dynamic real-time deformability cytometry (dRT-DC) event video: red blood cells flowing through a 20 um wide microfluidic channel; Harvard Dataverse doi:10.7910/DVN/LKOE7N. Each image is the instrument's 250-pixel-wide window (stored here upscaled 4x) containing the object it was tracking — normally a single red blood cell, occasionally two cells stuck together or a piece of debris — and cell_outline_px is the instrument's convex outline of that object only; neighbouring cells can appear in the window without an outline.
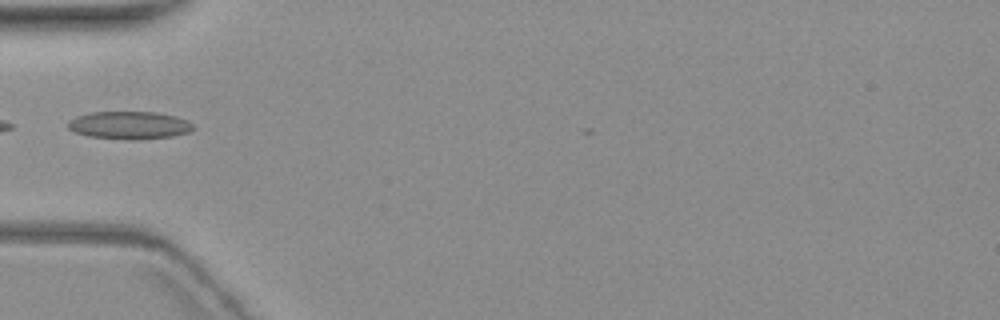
{"species": "common noctule bat (a hibernating species)", "species_latin": "Nyctalus noctula", "temperature_condition": "warm", "stored_images_in_passage": 7, "camera_frame_rate_fps": 3000, "um_per_image_px": 0.085, "animal": {"sex": "female", "body_mass_g": 19.3, "forearm_length_mm": 54.1}, "frame": {"image": 1, "passage_image": 1, "time_ms": 0.0, "image_size_px": [1000, 320], "cell_outline_px": [[196, 128], [188, 132], [172, 136], [140, 140], [128, 140], [88, 136], [76, 132], [68, 128], [68, 120], [76, 116], [92, 112], [156, 112], [176, 116], [188, 120]], "centroid_in_image_um": [11.01, 10.65], "position_along_channel_um": 74.0, "area_um2": 20.4}}
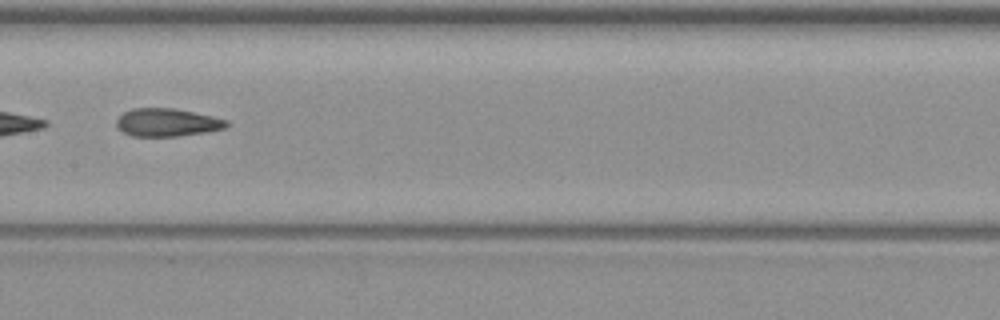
{"frame": {"image": 2, "passage_image": 4, "time_ms": 3.333, "image_size_px": [1000, 320], "cell_outline_px": [[228, 124], [224, 128], [208, 132], [176, 136], [132, 136], [116, 128], [116, 120], [124, 112], [132, 108], [172, 108], [212, 116], [228, 120]], "centroid_in_image_um": [14.18, 10.41], "position_along_channel_um": 193.2, "area_um2": 17.86}}
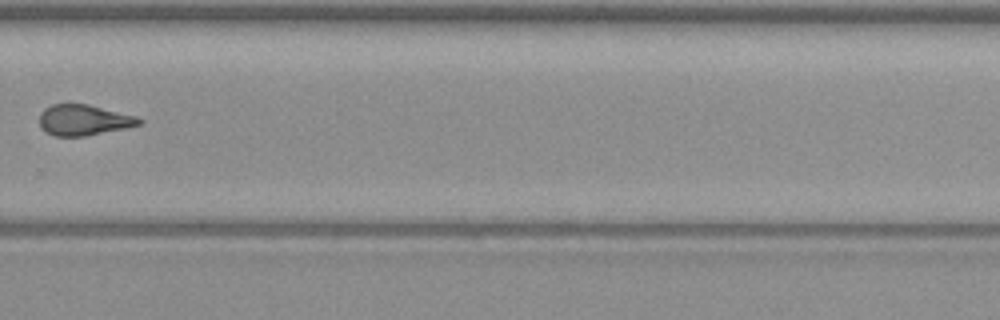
{"frame": {"image": 3, "passage_image": 7, "time_ms": 7.0, "image_size_px": [1000, 320], "cell_outline_px": [[144, 120], [140, 124], [128, 128], [84, 136], [56, 136], [44, 132], [40, 128], [40, 112], [44, 108], [52, 104], [88, 104], [136, 116]], "centroid_in_image_um": [7.11, 10.21], "position_along_channel_um": 322.7, "area_um2": 17.98}}